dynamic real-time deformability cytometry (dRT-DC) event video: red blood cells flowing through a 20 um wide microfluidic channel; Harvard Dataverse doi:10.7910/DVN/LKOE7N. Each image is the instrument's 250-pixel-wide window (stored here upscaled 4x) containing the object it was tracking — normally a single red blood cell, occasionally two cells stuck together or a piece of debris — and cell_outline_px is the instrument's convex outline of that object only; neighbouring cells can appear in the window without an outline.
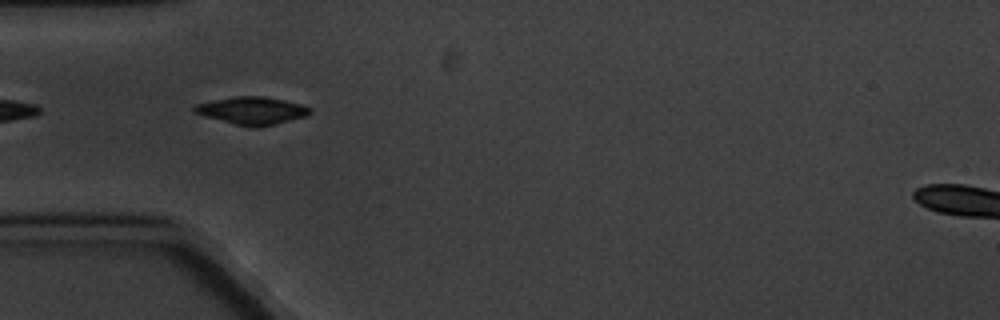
{"species": "common noctule bat (a hibernating species)", "species_latin": "Nyctalus noctula", "temperature_condition": "cold", "stored_images_in_passage": 3, "camera_frame_rate_fps": 3000, "um_per_image_px": 0.085, "animal": {"sex": "male", "body_mass_g": 20.1, "forearm_length_mm": 53.5}, "frame": {"image": 1, "passage_image": 1, "time_ms": 0.0, "image_size_px": [1000, 320], "cell_outline_px": [[312, 112], [308, 116], [256, 128], [252, 128], [236, 124], [192, 112], [192, 108], [196, 104], [236, 96], [264, 96], [304, 104], [312, 108]], "centroid_in_image_um": [21.49, 9.4], "position_along_channel_um": 63.5, "area_um2": 18.5}}